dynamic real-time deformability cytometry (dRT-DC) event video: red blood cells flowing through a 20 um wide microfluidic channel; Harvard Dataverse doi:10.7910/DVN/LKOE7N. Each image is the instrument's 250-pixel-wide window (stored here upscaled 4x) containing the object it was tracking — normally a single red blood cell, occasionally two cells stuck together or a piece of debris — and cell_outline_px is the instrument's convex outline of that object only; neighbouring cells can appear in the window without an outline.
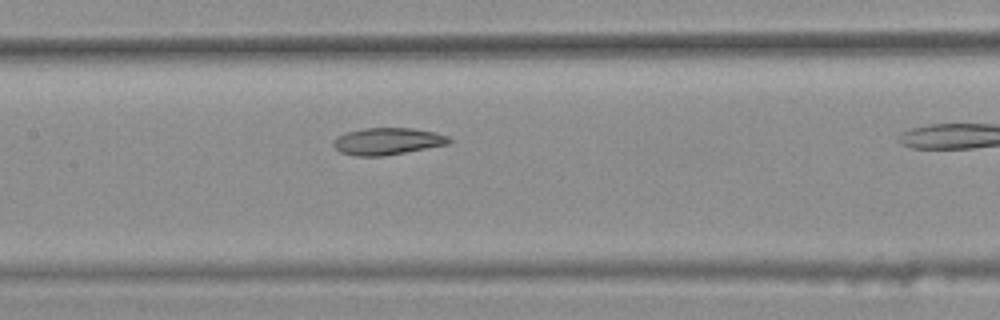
{"species": "common noctule bat (a hibernating species)", "species_latin": "Nyctalus noctula", "temperature_condition": "warm", "stored_images_in_passage": 37, "camera_frame_rate_fps": 3000, "um_per_image_px": 0.085, "animal": {"sex": "female", "body_mass_g": 25.1}, "frame": {"image": 1, "passage_image": 20, "time_ms": 6.333, "image_size_px": [1000, 320], "cell_outline_px": [[452, 140], [448, 144], [384, 156], [356, 156], [340, 152], [332, 144], [332, 140], [336, 136], [344, 132], [364, 128], [412, 128], [436, 132], [448, 136]], "centroid_in_image_um": [32.9, 12.0], "position_along_channel_um": 174.5, "area_um2": 18.32}}
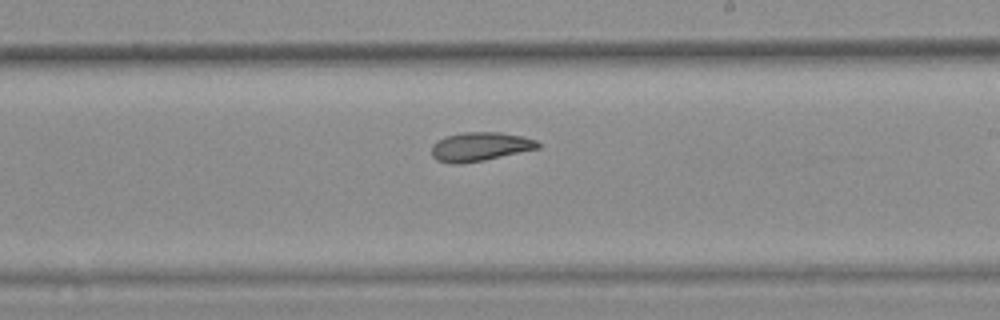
{"frame": {"image": 2, "passage_image": 26, "time_ms": 8.333, "image_size_px": [1000, 320], "cell_outline_px": [[540, 148], [484, 160], [460, 164], [452, 164], [436, 160], [432, 156], [432, 144], [436, 140], [448, 136], [464, 132], [500, 132], [524, 136], [536, 140], [540, 144]], "centroid_in_image_um": [40.8, 12.46], "position_along_channel_um": 248.2, "area_um2": 17.98}}
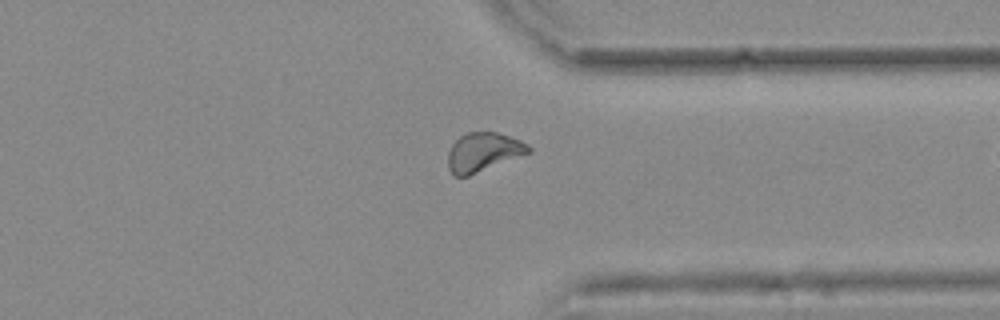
{"frame": {"image": 3, "passage_image": 36, "time_ms": 11.667, "image_size_px": [1000, 320], "cell_outline_px": [[532, 152], [468, 176], [452, 176], [448, 168], [448, 152], [452, 144], [460, 136], [468, 132], [496, 132], [520, 140], [528, 144], [532, 148]], "centroid_in_image_um": [41.08, 12.93], "position_along_channel_um": 370.3, "area_um2": 18.32}}